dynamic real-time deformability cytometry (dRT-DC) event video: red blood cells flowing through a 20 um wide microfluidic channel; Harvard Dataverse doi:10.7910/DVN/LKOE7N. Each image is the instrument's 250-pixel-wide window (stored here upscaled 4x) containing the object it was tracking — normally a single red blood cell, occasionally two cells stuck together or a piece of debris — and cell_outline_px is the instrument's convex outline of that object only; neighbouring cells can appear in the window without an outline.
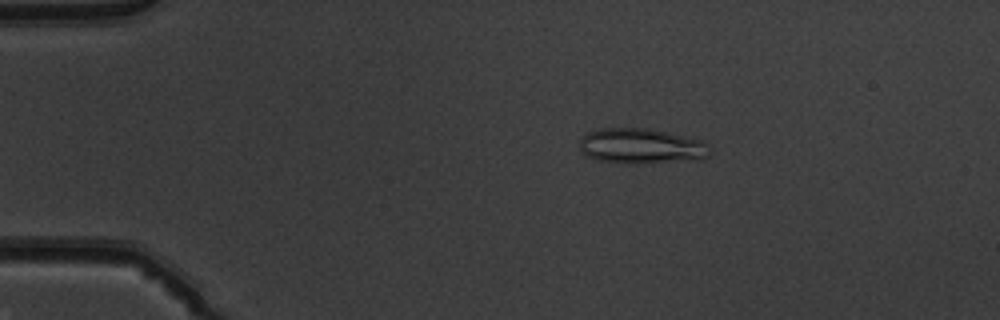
{"species": "common noctule bat (a hibernating species)", "species_latin": "Nyctalus noctula", "temperature_condition": "warm", "stored_images_in_passage": 51, "camera_frame_rate_fps": 3000, "um_per_image_px": 0.085, "animal": {"sex": "male", "body_mass_g": 19.5, "forearm_length_mm": 54.6}, "frame": {"image": 1, "passage_image": 10, "time_ms": 3.0, "image_size_px": [1000, 320], "cell_outline_px": [[712, 152], [704, 160], [636, 164], [628, 164], [596, 160], [584, 156], [580, 148], [580, 140], [588, 132], [600, 128], [644, 128], [704, 140]], "centroid_in_image_um": [54.54, 12.45], "position_along_channel_um": 30.5, "area_um2": 27.28}}
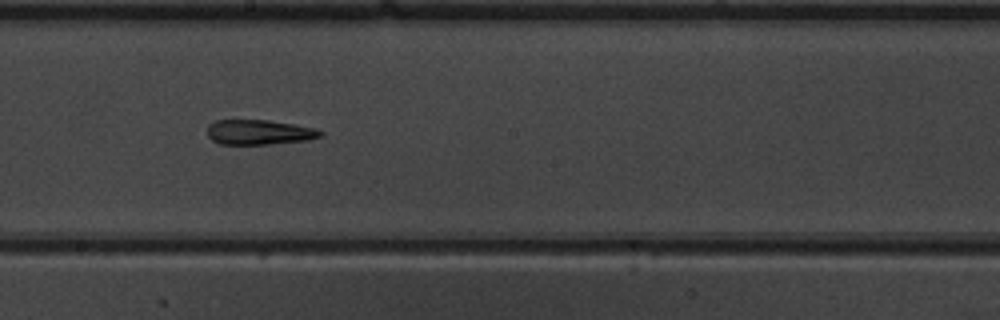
{"frame": {"image": 2, "passage_image": 29, "time_ms": 9.333, "image_size_px": [1000, 320], "cell_outline_px": [[324, 136], [308, 140], [268, 144], [220, 144], [212, 140], [208, 136], [208, 124], [216, 120], [268, 120], [316, 128], [324, 132]], "centroid_in_image_um": [22.05, 11.24], "position_along_channel_um": 226.1, "area_um2": 16.47}}
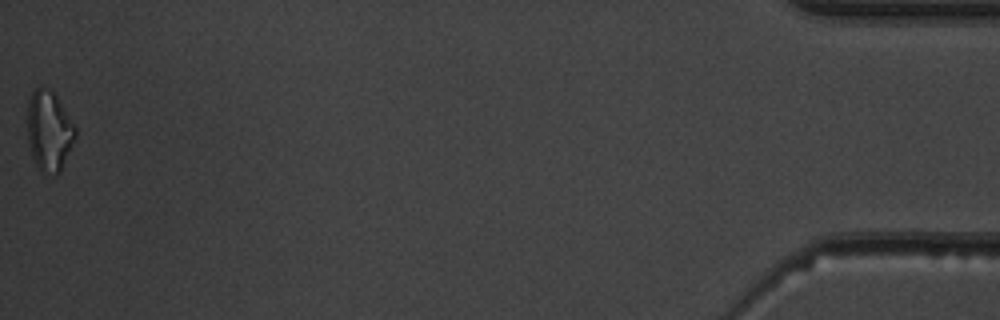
{"frame": {"image": 3, "passage_image": 51, "time_ms": 16.667, "image_size_px": [1000, 320], "cell_outline_px": [[76, 136], [60, 172], [56, 176], [44, 176], [36, 164], [32, 156], [28, 140], [28, 100], [32, 88], [40, 84], [44, 84], [56, 96], [76, 128]], "centroid_in_image_um": [4.15, 11.12], "position_along_channel_um": 431.0, "area_um2": 22.72}, "authors_computed_cell_mechanics": {"area_um2": 18.8428, "velocity_mm_per_s": 4.0388, "shape_relaxation_time_tau1_ms": null, "shape_relaxation_time_tau2_ms": 3.2515, "deformation_change_tau1": null, "deformation_change_tau2": 0.169}}